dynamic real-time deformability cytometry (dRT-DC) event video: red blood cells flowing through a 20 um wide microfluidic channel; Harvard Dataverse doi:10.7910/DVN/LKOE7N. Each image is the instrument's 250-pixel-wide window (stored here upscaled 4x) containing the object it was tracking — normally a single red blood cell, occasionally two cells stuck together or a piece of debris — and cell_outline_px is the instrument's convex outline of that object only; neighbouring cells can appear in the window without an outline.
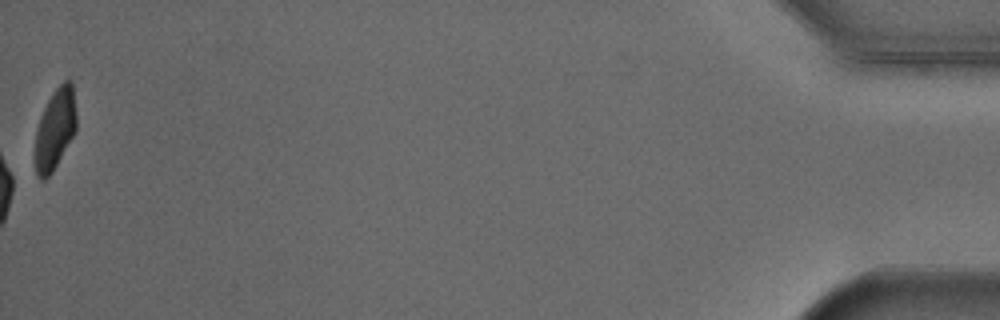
{"species": "Egyptian fruit bat (a non-hibernating species)", "species_latin": "Rousettus aegyptiacus", "temperature_condition": "cold", "stored_images_in_passage": 50, "camera_frame_rate_fps": 3000, "um_per_image_px": 0.085, "animal": {"sex": "male"}, "frame": {"image": 1, "passage_image": 50, "time_ms": 16.333, "image_size_px": [1000, 320], "cell_outline_px": [[76, 132], [52, 172], [44, 180], [36, 176], [36, 132], [40, 116], [52, 92], [64, 80], [72, 80], [76, 112]], "centroid_in_image_um": [4.71, 10.94], "position_along_channel_um": 430.5, "area_um2": 19.36}, "authors_computed_cell_mechanics": {"area_um2": 21.9062, "velocity_mm_per_s": 3.8775, "shape_relaxation_time_tau1_ms": 3.0608, "shape_relaxation_time_tau2_ms": null, "deformation_change_tau1": 0.0785, "deformation_change_tau2": null}}